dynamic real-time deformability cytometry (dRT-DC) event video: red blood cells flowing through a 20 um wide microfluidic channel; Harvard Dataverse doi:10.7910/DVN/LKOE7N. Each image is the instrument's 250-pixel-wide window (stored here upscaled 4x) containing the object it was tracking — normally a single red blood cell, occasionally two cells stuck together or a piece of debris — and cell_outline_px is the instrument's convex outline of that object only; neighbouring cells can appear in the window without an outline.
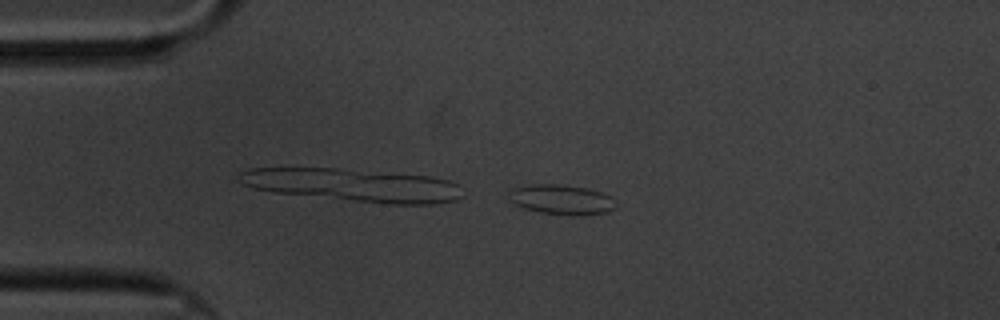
{"species": "common noctule bat (a hibernating species)", "species_latin": "Nyctalus noctula", "temperature_condition": "cold", "stored_images_in_passage": 47, "camera_frame_rate_fps": 3000, "um_per_image_px": 0.085, "animal": {"sex": "male", "body_mass_g": 20.1, "forearm_length_mm": 53.5}, "frame": {"image": 1, "passage_image": 1, "time_ms": 0.0, "image_size_px": [1000, 320], "cell_outline_px": [[616, 208], [608, 212], [576, 216], [540, 212], [524, 208], [504, 200], [512, 188], [532, 184], [564, 184], [588, 188], [600, 192], [616, 200]], "centroid_in_image_um": [47.69, 16.96], "position_along_channel_um": 37.3, "area_um2": 19.02}}
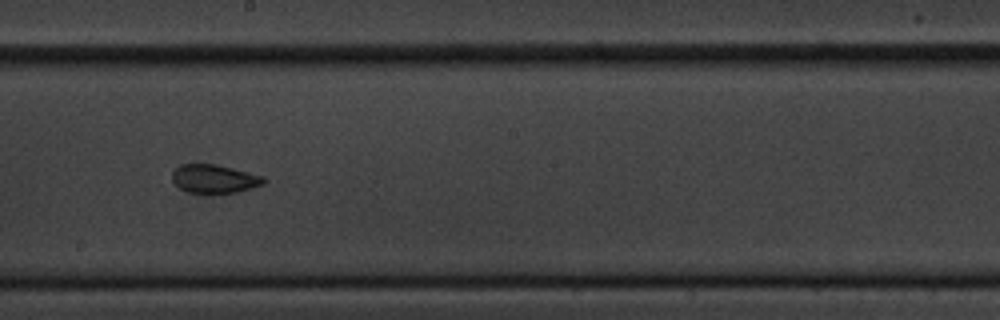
{"frame": {"image": 2, "passage_image": 21, "time_ms": 6.667, "image_size_px": [1000, 320], "cell_outline_px": [[268, 180], [264, 184], [236, 192], [188, 192], [180, 188], [172, 180], [172, 172], [180, 164], [216, 164], [264, 176]], "centroid_in_image_um": [18.23, 15.18], "position_along_channel_um": 230.0, "area_um2": 15.03}}
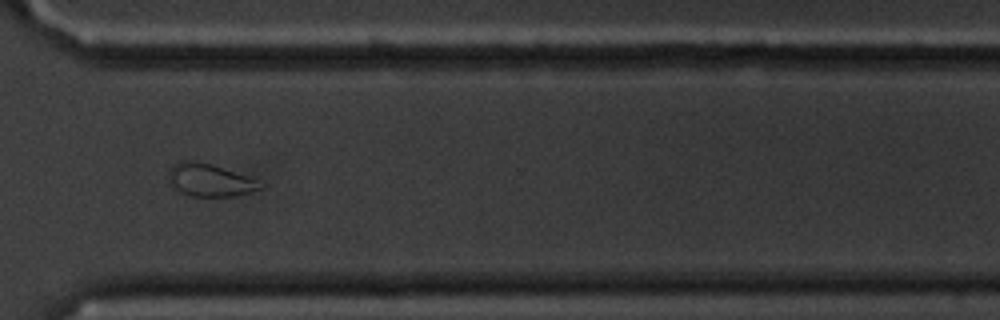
{"frame": {"image": 3, "passage_image": 32, "time_ms": 10.333, "image_size_px": [1000, 320], "cell_outline_px": [[264, 188], [236, 196], [192, 196], [180, 192], [168, 180], [168, 172], [172, 164], [180, 160], [184, 160], [212, 164], [248, 176], [264, 184]], "centroid_in_image_um": [17.84, 15.31], "position_along_channel_um": 352.8, "area_um2": 17.46}, "authors_computed_cell_mechanics": {"area_um2": 15.606, "velocity_mm_per_s": 3.3441, "shape_relaxation_time_tau1_ms": 5.7182, "shape_relaxation_time_tau2_ms": 2.3075, "deformation_change_tau1": 0.1211, "deformation_change_tau2": 0.0795}}